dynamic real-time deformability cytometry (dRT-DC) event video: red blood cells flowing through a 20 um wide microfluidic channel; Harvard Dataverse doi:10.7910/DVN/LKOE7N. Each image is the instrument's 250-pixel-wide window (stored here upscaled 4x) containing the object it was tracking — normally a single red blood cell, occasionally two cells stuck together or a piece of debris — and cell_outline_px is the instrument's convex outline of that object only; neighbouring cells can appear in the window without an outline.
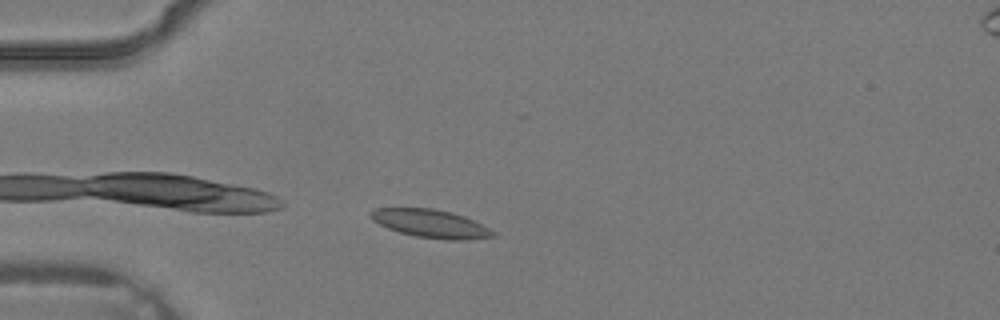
{"species": "common noctule bat (a hibernating species)", "species_latin": "Nyctalus noctula", "temperature_condition": "warm", "stored_images_in_passage": 2, "camera_frame_rate_fps": 3000, "um_per_image_px": 0.085, "animal": {"sex": "male", "body_mass_g": 19.2, "forearm_length_mm": 51.8}, "frame": {"image": 1, "passage_image": 1, "time_ms": 0.0, "image_size_px": [1000, 320], "cell_outline_px": [[496, 236], [468, 240], [448, 240], [416, 236], [400, 232], [388, 228], [372, 220], [368, 216], [368, 212], [372, 208], [432, 208], [452, 212], [464, 216], [496, 232]], "centroid_in_image_um": [36.58, 19.0], "position_along_channel_um": 48.4, "area_um2": 20.11}}